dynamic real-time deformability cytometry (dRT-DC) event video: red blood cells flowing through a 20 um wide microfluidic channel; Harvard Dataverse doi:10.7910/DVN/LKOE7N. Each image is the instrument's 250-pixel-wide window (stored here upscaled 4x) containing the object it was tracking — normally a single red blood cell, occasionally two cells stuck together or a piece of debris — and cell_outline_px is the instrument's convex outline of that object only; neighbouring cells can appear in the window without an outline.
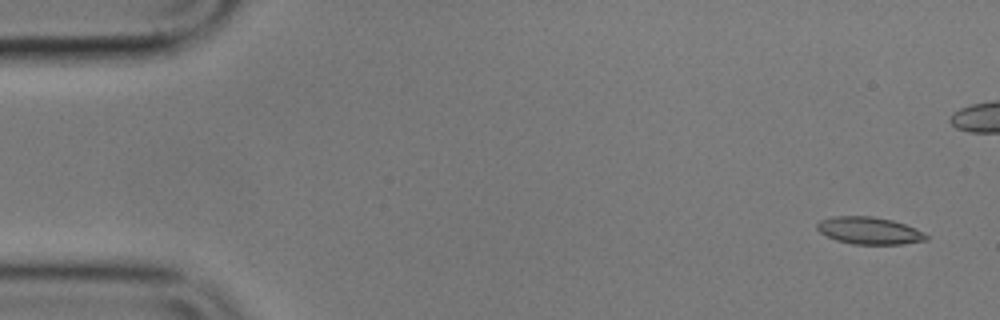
{"species": "common noctule bat (a hibernating species)", "species_latin": "Nyctalus noctula", "temperature_condition": "cold", "stored_images_in_passage": 7, "camera_frame_rate_fps": 3000, "um_per_image_px": 0.085, "animal": {"sex": "male", "body_mass_g": 17.9}, "frame": {"image": 1, "passage_image": 1, "time_ms": 0.0, "image_size_px": [1000, 320], "cell_outline_px": [[928, 240], [904, 244], [852, 244], [836, 240], [820, 232], [816, 228], [816, 224], [820, 220], [832, 216], [872, 216], [892, 220], [916, 228], [924, 232], [928, 236]], "centroid_in_image_um": [73.89, 19.6], "position_along_channel_um": 11.1, "area_um2": 17.4}}
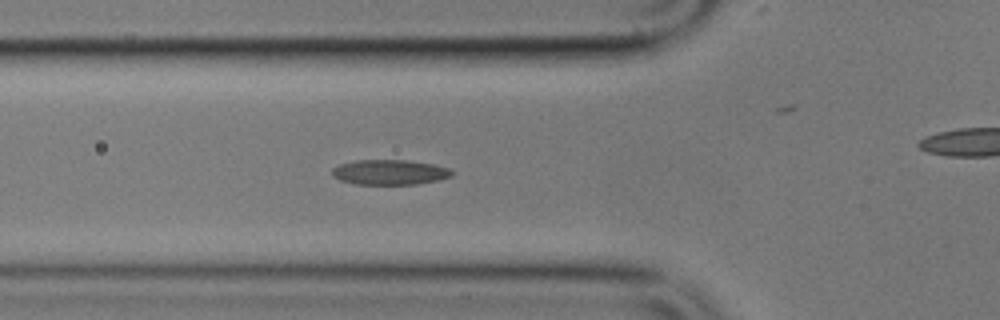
{"frame": {"image": 2, "passage_image": 6, "time_ms": 5.667, "image_size_px": [1000, 320], "cell_outline_px": [[456, 172], [452, 176], [436, 180], [416, 184], [352, 184], [340, 180], [332, 176], [332, 168], [340, 164], [356, 160], [408, 160], [436, 164], [452, 168]], "centroid_in_image_um": [33.16, 14.63], "position_along_channel_um": 92.6, "area_um2": 17.74}}